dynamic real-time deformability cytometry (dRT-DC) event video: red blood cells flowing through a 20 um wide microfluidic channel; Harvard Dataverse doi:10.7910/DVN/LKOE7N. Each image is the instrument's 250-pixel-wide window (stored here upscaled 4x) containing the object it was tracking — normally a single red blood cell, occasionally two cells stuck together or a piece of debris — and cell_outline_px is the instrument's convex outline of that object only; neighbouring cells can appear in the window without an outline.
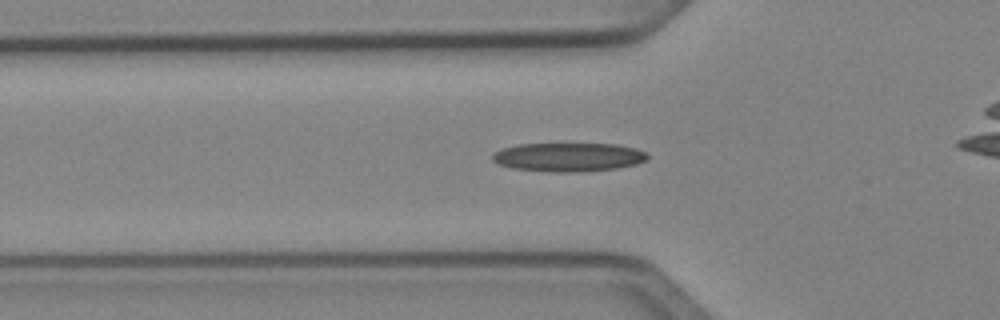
{"species": "Egyptian fruit bat (a non-hibernating species)", "species_latin": "Rousettus aegyptiacus", "temperature_condition": "cold", "stored_images_in_passage": 36, "camera_frame_rate_fps": 3000, "um_per_image_px": 0.085, "animal": {"sex": "female"}, "frame": {"image": 1, "passage_image": 6, "time_ms": 1.667, "image_size_px": [1000, 320], "cell_outline_px": [[648, 160], [636, 164], [616, 168], [580, 172], [548, 172], [512, 168], [500, 164], [492, 160], [492, 152], [516, 144], [616, 144], [636, 148], [648, 152]], "centroid_in_image_um": [48.33, 13.35], "position_along_channel_um": 77.5, "area_um2": 26.18}}
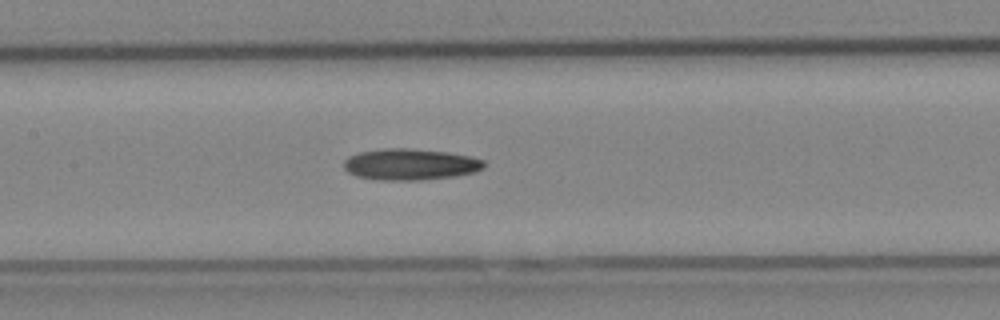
{"frame": {"image": 2, "passage_image": 13, "time_ms": 4.0, "image_size_px": [1000, 320], "cell_outline_px": [[484, 168], [472, 172], [452, 176], [416, 180], [380, 180], [356, 176], [348, 172], [344, 168], [344, 160], [348, 156], [360, 152], [384, 148], [408, 148], [448, 152], [472, 156], [484, 160]], "centroid_in_image_um": [34.85, 13.96], "position_along_channel_um": 172.6, "area_um2": 25.49}}
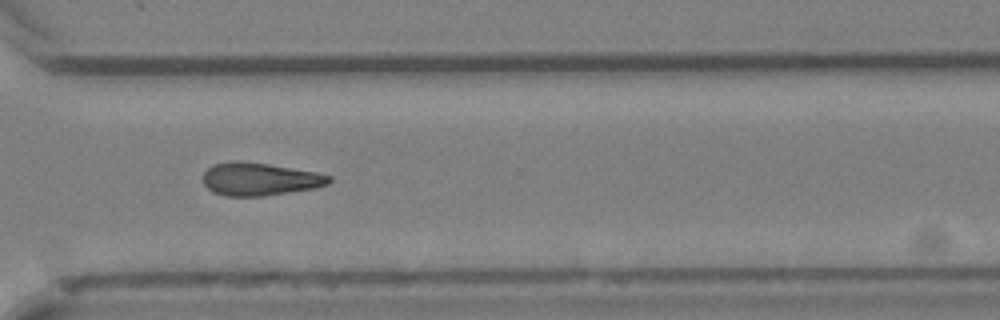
{"frame": {"image": 3, "passage_image": 26, "time_ms": 8.333, "image_size_px": [1000, 320], "cell_outline_px": [[332, 180], [328, 184], [316, 188], [264, 196], [224, 196], [212, 192], [204, 184], [204, 172], [212, 164], [236, 160], [268, 164], [316, 172], [332, 176]], "centroid_in_image_um": [22.08, 15.23], "position_along_channel_um": 348.5, "area_um2": 24.22}}